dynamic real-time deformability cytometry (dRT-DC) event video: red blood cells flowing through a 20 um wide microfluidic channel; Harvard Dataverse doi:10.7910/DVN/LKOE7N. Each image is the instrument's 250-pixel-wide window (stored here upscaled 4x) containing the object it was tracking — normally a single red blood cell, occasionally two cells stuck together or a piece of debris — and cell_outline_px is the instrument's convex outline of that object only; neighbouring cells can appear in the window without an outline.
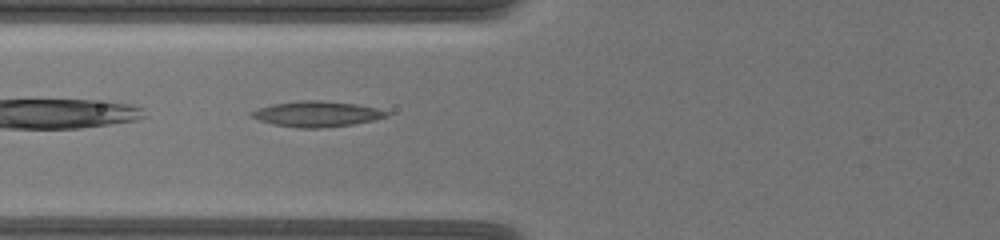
{"species": "common noctule bat (a hibernating species)", "species_latin": "Nyctalus noctula", "temperature_condition": "warm", "stored_images_in_passage": 40, "camera_frame_rate_fps": 3000, "um_per_image_px": 0.085, "animal": {"sex": "female", "body_mass_g": 19.5, "forearm_length_mm": 54.1}, "frame": {"image": 1, "passage_image": 4, "time_ms": 1.0, "image_size_px": [1000, 240], "cell_outline_px": [[388, 116], [372, 120], [352, 124], [320, 128], [300, 128], [272, 124], [260, 120], [252, 116], [248, 112], [272, 104], [296, 100], [320, 100], [356, 104], [376, 108], [388, 112]], "centroid_in_image_um": [26.89, 9.68], "position_along_channel_um": 98.9, "area_um2": 19.94}}
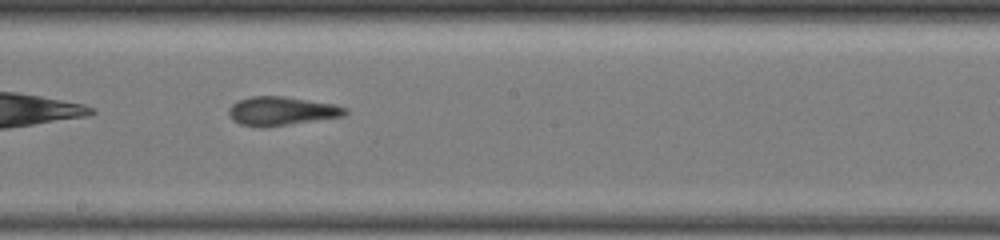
{"frame": {"image": 2, "passage_image": 15, "time_ms": 4.667, "image_size_px": [1000, 240], "cell_outline_px": [[348, 112], [344, 116], [264, 128], [240, 124], [232, 120], [228, 116], [228, 108], [232, 104], [240, 100], [252, 96], [284, 96], [332, 104], [348, 108]], "centroid_in_image_um": [23.9, 9.45], "position_along_channel_um": 224.3, "area_um2": 19.54}}
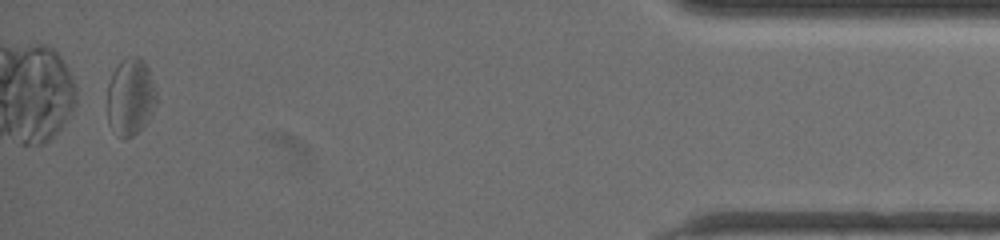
{"frame": {"image": 3, "passage_image": 38, "time_ms": 12.333, "image_size_px": [1000, 240], "cell_outline_px": [[156, 104], [148, 120], [132, 136], [124, 140], [116, 136], [108, 124], [108, 80], [116, 64], [120, 60], [128, 56], [136, 56], [144, 60], [148, 68], [156, 92]], "centroid_in_image_um": [11.06, 8.22], "position_along_channel_um": 424.1, "area_um2": 22.37}, "authors_computed_cell_mechanics": {"area_um2": 19.6231, "velocity_mm_per_s": 3.4229, "shape_relaxation_time_tau1_ms": null, "shape_relaxation_time_tau2_ms": 3.2694, "deformation_change_tau1": null, "deformation_change_tau2": 0.1366}}